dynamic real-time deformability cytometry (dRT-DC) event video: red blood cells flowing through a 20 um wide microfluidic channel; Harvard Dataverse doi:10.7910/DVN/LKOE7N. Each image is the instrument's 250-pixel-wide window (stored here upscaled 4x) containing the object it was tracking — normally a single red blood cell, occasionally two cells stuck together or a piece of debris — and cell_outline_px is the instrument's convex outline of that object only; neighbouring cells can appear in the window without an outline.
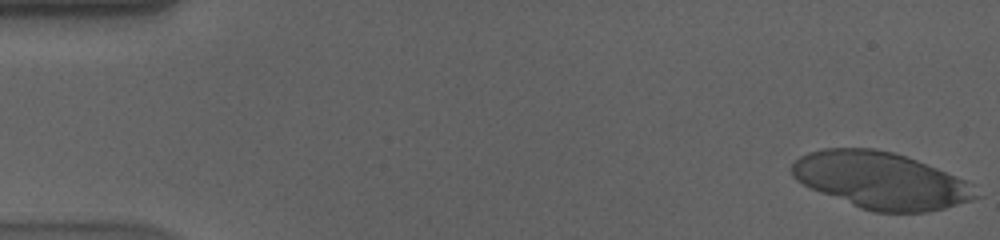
{"species": "human", "species_latin": "Homo sapiens", "temperature_condition": "cold", "stored_images_in_passage": 56, "camera_frame_rate_fps": 3000, "um_per_image_px": 0.085, "donor": {"sex": "male"}, "frame": {"image": 1, "passage_image": 1, "time_ms": 0.0, "image_size_px": [1000, 240], "cell_outline_px": [[984, 196], [972, 200], [944, 208], [928, 212], [872, 212], [860, 208], [820, 192], [796, 180], [792, 176], [792, 164], [800, 156], [808, 152], [824, 148], [876, 148], [892, 152], [916, 160], [956, 176], [972, 184]], "centroid_in_image_um": [74.9, 15.34], "position_along_channel_um": 10.1, "area_um2": 60.57}}
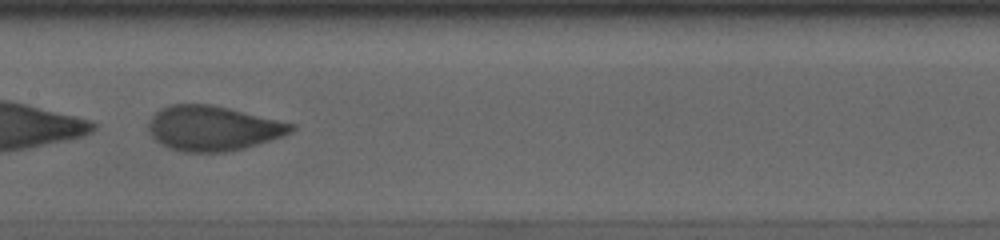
{"frame": {"image": 2, "passage_image": 29, "time_ms": 9.333, "image_size_px": [1000, 240], "cell_outline_px": [[296, 128], [292, 132], [284, 136], [244, 148], [224, 152], [180, 152], [168, 148], [160, 144], [148, 132], [148, 120], [160, 108], [168, 104], [212, 104], [296, 124]], "centroid_in_image_um": [18.08, 10.9], "position_along_channel_um": 189.3, "area_um2": 37.69}}
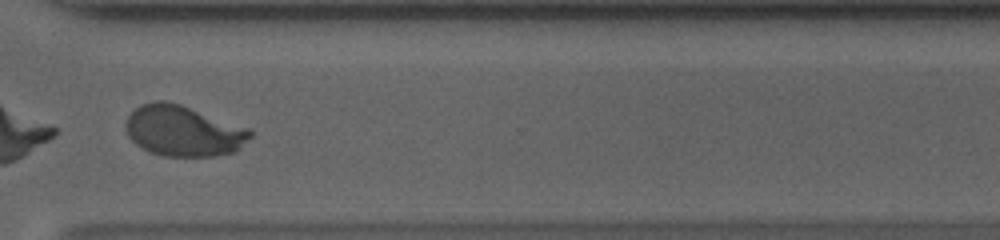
{"frame": {"image": 3, "passage_image": 43, "time_ms": 14.0, "image_size_px": [1000, 240], "cell_outline_px": [[252, 136], [236, 152], [216, 156], [164, 156], [148, 152], [136, 144], [128, 136], [124, 128], [124, 124], [128, 116], [140, 104], [156, 100], [164, 100], [180, 104], [248, 128], [252, 132]], "centroid_in_image_um": [15.56, 11.13], "position_along_channel_um": 355.0, "area_um2": 36.93}, "authors_computed_cell_mechanics": {"area_um2": 38.8127, "velocity_mm_per_s": 3.5476, "shape_relaxation_time_tau1_ms": 4.5805, "shape_relaxation_time_tau2_ms": null, "deformation_change_tau1": 0.1723, "deformation_change_tau2": null}}